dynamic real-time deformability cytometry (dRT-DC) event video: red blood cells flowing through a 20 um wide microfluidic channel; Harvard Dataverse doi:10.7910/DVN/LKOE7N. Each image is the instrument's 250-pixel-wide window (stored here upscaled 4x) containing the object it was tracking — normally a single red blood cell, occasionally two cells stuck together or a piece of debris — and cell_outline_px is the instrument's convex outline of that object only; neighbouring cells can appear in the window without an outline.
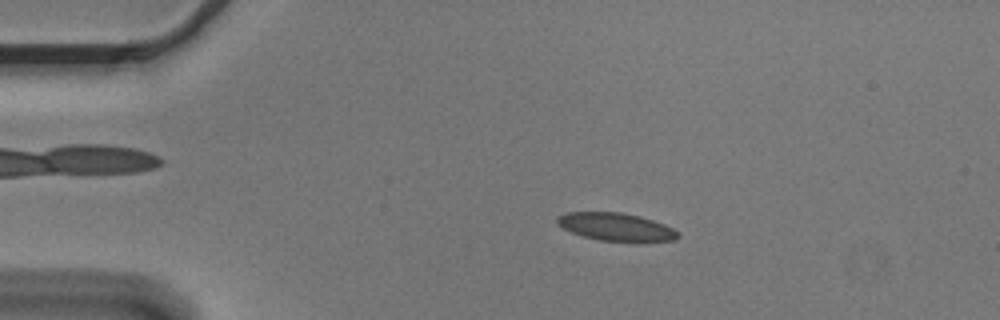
{"species": "Egyptian fruit bat (a non-hibernating species)", "species_latin": "Rousettus aegyptiacus", "temperature_condition": "cold", "stored_images_in_passage": 54, "camera_frame_rate_fps": 3000, "um_per_image_px": 0.085, "animal": {"sex": "male"}, "frame": {"image": 1, "passage_image": 10, "time_ms": 3.0, "image_size_px": [1000, 320], "cell_outline_px": [[680, 236], [676, 240], [600, 240], [584, 236], [572, 232], [556, 224], [556, 216], [564, 212], [620, 212], [640, 216], [664, 224], [672, 228]], "centroid_in_image_um": [52.29, 19.25], "position_along_channel_um": 32.7, "area_um2": 19.13}}
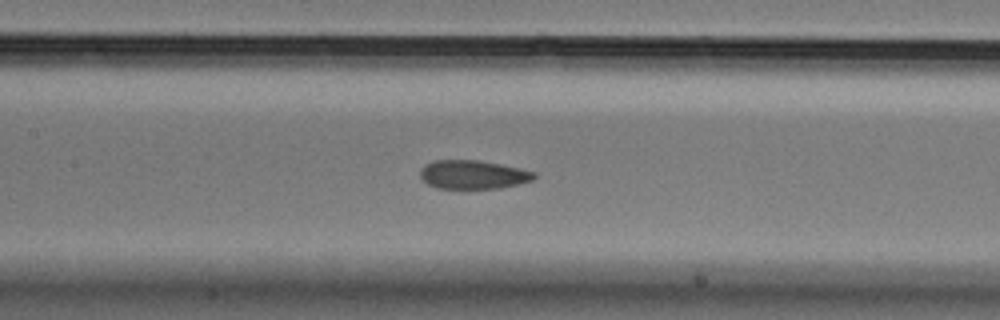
{"frame": {"image": 2, "passage_image": 25, "time_ms": 8.0, "image_size_px": [1000, 320], "cell_outline_px": [[536, 176], [532, 180], [500, 188], [436, 188], [428, 184], [420, 176], [420, 168], [424, 164], [432, 160], [476, 160], [500, 164], [520, 168], [536, 172]], "centroid_in_image_um": [40.17, 14.83], "position_along_channel_um": 167.2, "area_um2": 19.02}}
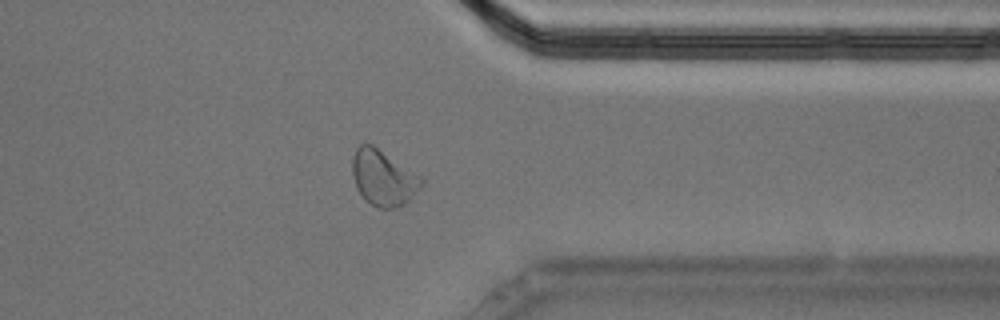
{"frame": {"image": 3, "passage_image": 43, "time_ms": 14.0, "image_size_px": [1000, 320], "cell_outline_px": [[424, 180], [420, 188], [404, 204], [392, 208], [380, 208], [372, 204], [356, 188], [352, 176], [352, 156], [356, 148], [360, 144], [372, 144], [420, 176]], "centroid_in_image_um": [32.55, 15.09], "position_along_channel_um": 378.8, "area_um2": 21.96}, "authors_computed_cell_mechanics": {"area_um2": 19.941, "velocity_mm_per_s": 3.6161, "shape_relaxation_time_tau1_ms": 6.3854, "shape_relaxation_time_tau2_ms": 1.8557, "deformation_change_tau1": 0.1165, "deformation_change_tau2": 0.0493}}